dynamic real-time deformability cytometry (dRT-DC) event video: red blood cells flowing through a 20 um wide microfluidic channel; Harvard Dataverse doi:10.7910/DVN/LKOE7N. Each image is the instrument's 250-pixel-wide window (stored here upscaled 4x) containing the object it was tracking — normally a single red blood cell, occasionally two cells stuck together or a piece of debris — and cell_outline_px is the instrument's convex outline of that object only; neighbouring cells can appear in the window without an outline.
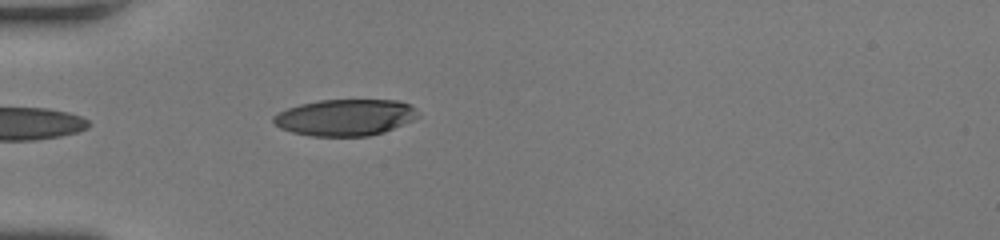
{"species": "human", "species_latin": "Homo sapiens", "temperature_condition": "room temperature", "stored_images_in_passage": 22, "camera_frame_rate_fps": 3000, "um_per_image_px": 0.085, "donor": {"sex": "female"}, "frame": {"image": 1, "passage_image": 1, "time_ms": 0.0, "image_size_px": [1000, 240], "cell_outline_px": [[420, 116], [412, 120], [384, 132], [368, 136], [312, 136], [292, 132], [280, 128], [272, 120], [272, 116], [276, 112], [300, 104], [320, 100], [400, 100], [412, 104], [420, 112]], "centroid_in_image_um": [29.36, 9.97], "position_along_channel_um": 55.6, "area_um2": 30.98}}
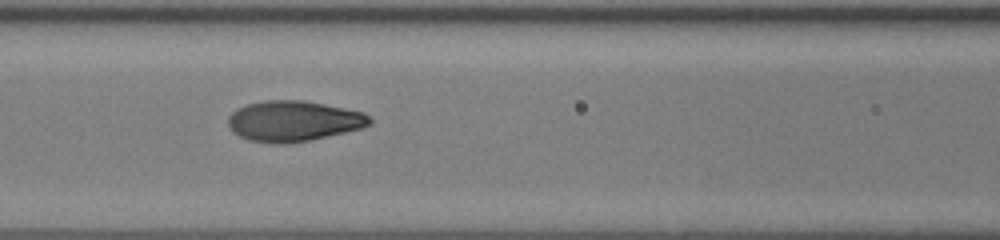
{"frame": {"image": 2, "passage_image": 8, "time_ms": 2.333, "image_size_px": [1000, 240], "cell_outline_px": [[372, 124], [360, 128], [344, 132], [308, 140], [288, 144], [276, 144], [248, 140], [232, 132], [228, 124], [228, 116], [236, 108], [248, 104], [264, 100], [304, 100], [364, 112], [372, 120]], "centroid_in_image_um": [24.91, 10.29], "position_along_channel_um": 141.7, "area_um2": 33.47}}
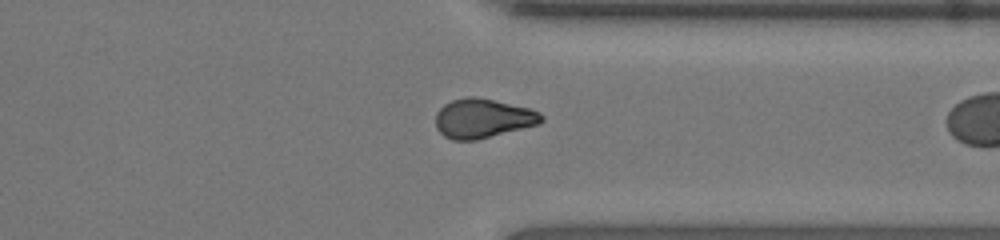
{"frame": {"image": 3, "passage_image": 21, "time_ms": 6.667, "image_size_px": [1000, 240], "cell_outline_px": [[544, 120], [540, 124], [476, 140], [452, 140], [444, 136], [436, 128], [436, 112], [444, 104], [452, 100], [468, 96], [472, 96], [492, 100], [528, 108], [540, 112], [544, 116]], "centroid_in_image_um": [41.04, 10.07], "position_along_channel_um": 370.4, "area_um2": 24.16}}